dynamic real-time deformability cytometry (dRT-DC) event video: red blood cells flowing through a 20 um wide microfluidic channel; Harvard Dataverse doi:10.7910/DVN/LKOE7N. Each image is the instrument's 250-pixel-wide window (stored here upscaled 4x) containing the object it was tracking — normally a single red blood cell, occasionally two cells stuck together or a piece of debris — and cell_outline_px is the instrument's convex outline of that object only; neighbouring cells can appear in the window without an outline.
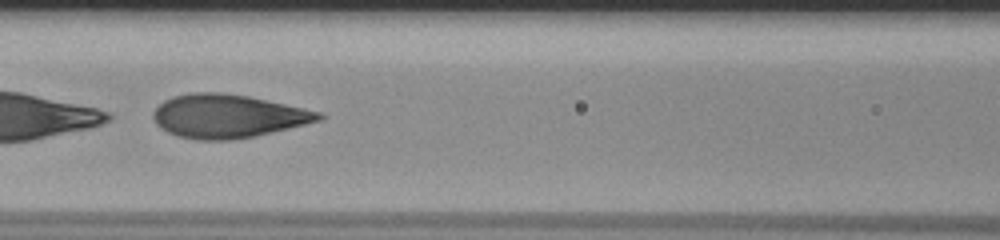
{"species": "human", "species_latin": "Homo sapiens", "temperature_condition": "room temperature", "stored_images_in_passage": 36, "camera_frame_rate_fps": 3000, "um_per_image_px": 0.085, "donor": {"sex": "male"}, "frame": {"image": 1, "passage_image": 11, "time_ms": 3.333, "image_size_px": [1000, 240], "cell_outline_px": [[324, 116], [320, 120], [256, 136], [232, 140], [196, 140], [176, 136], [160, 128], [156, 124], [152, 116], [152, 112], [164, 100], [172, 96], [192, 92], [220, 92], [248, 96], [304, 108], [320, 112]], "centroid_in_image_um": [19.31, 9.87], "position_along_channel_um": 147.3, "area_um2": 41.91}}
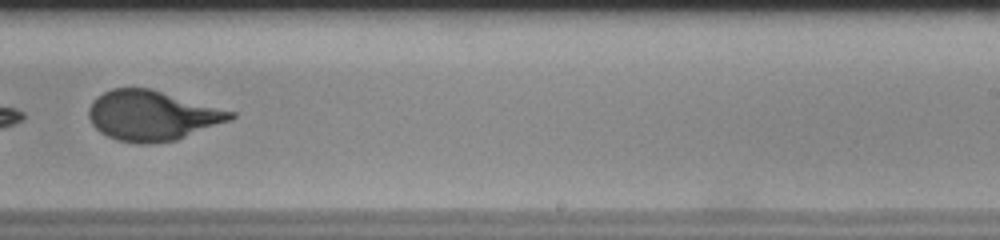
{"frame": {"image": 2, "passage_image": 21, "time_ms": 6.667, "image_size_px": [1000, 240], "cell_outline_px": [[236, 116], [232, 120], [176, 140], [152, 144], [136, 144], [120, 140], [108, 136], [100, 132], [92, 124], [88, 116], [88, 108], [104, 92], [112, 88], [152, 88], [236, 112]], "centroid_in_image_um": [12.97, 9.83], "position_along_channel_um": 276.0, "area_um2": 41.38}, "authors_computed_cell_mechanics": {"area_um2": 41.905, "velocity_mm_per_s": 3.8764, "shape_relaxation_time_tau1_ms": 1.7627, "shape_relaxation_time_tau2_ms": null, "deformation_change_tau1": 0.3488, "deformation_change_tau2": null}}